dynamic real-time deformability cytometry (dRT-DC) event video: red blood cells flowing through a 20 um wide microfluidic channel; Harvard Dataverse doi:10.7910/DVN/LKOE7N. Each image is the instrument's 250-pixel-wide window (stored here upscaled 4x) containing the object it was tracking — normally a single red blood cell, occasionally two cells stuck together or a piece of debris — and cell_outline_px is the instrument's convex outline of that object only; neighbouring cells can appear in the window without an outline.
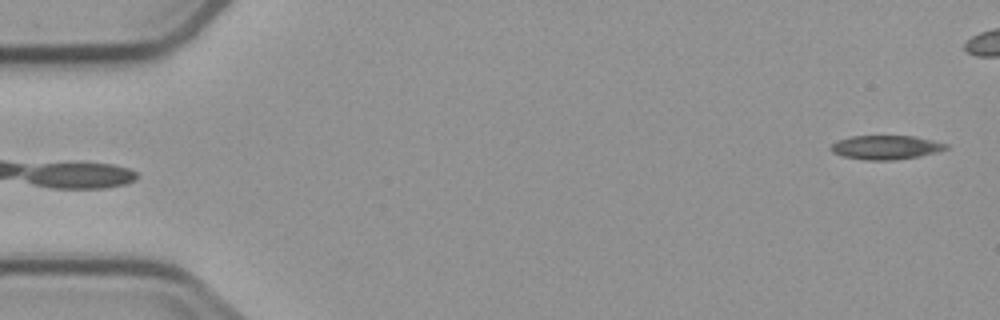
{"species": "common noctule bat (a hibernating species)", "species_latin": "Nyctalus noctula", "temperature_condition": "cold", "stored_images_in_passage": 2, "camera_frame_rate_fps": 3000, "um_per_image_px": 0.085, "animal": {"sex": "male", "body_mass_g": 23.1, "forearm_length_mm": 52.7}, "frame": {"image": 1, "passage_image": 2, "time_ms": 1.333, "image_size_px": [1000, 320], "cell_outline_px": [[948, 148], [936, 152], [920, 156], [892, 160], [868, 160], [844, 156], [832, 152], [828, 148], [836, 140], [852, 136], [916, 136], [948, 144]], "centroid_in_image_um": [75.28, 12.52], "position_along_channel_um": 9.7, "area_um2": 16.07}}